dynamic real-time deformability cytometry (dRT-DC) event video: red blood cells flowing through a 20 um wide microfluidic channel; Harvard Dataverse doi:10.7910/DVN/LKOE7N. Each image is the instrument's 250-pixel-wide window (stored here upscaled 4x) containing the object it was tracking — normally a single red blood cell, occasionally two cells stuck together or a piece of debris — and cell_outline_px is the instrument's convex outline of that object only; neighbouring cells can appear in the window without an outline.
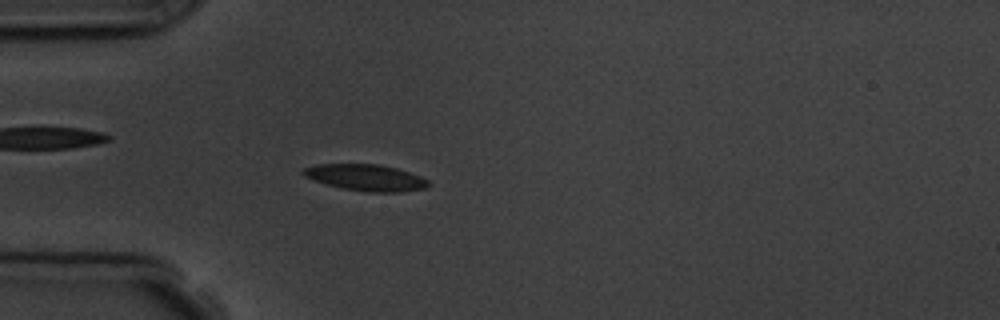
{"species": "common noctule bat (a hibernating species)", "species_latin": "Nyctalus noctula", "temperature_condition": "room temperature", "stored_images_in_passage": 5, "camera_frame_rate_fps": 3000, "um_per_image_px": 0.085, "animal": {"sex": "male", "body_mass_g": 19.5, "forearm_length_mm": 54.6}, "frame": {"image": 1, "passage_image": 5, "time_ms": 5.333, "image_size_px": [1000, 320], "cell_outline_px": [[432, 184], [424, 188], [400, 192], [368, 192], [344, 188], [328, 184], [304, 176], [300, 172], [304, 168], [316, 164], [376, 164], [396, 168], [420, 176], [428, 180]], "centroid_in_image_um": [31.11, 15.09], "position_along_channel_um": 53.9, "area_um2": 19.02}}